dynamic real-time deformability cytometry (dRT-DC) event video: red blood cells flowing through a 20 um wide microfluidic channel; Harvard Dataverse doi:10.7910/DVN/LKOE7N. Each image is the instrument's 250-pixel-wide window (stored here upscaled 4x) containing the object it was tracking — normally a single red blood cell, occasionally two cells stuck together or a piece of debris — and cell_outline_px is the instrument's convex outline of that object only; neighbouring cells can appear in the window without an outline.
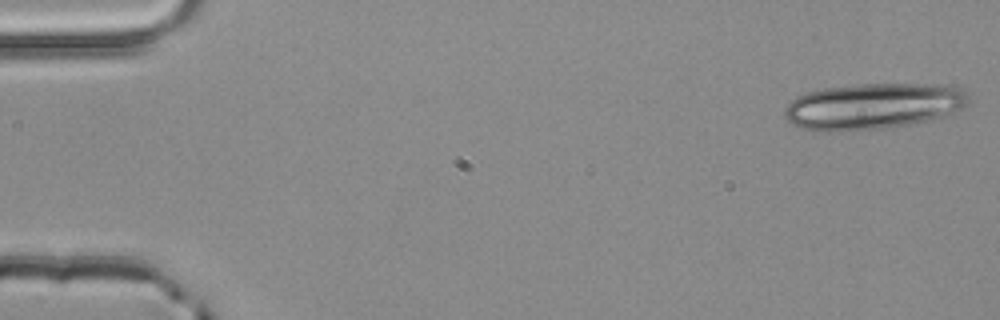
{"species": "common noctule bat (a hibernating species)", "species_latin": "Nyctalus noctula", "temperature_condition": "room temperature", "stored_images_in_passage": 4, "camera_frame_rate_fps": 3000, "um_per_image_px": 0.085, "animal": {"sex": "male", "body_mass_g": 20.4}, "frame": {"image": 1, "passage_image": 1, "time_ms": 0.0, "image_size_px": [1000, 320], "cell_outline_px": [[968, 104], [952, 112], [940, 116], [908, 124], [888, 128], [828, 132], [800, 128], [792, 124], [784, 116], [784, 108], [796, 96], [808, 92], [824, 88], [856, 84], [948, 84], [968, 92]], "centroid_in_image_um": [74.17, 9.02], "position_along_channel_um": 10.8, "area_um2": 49.36}}